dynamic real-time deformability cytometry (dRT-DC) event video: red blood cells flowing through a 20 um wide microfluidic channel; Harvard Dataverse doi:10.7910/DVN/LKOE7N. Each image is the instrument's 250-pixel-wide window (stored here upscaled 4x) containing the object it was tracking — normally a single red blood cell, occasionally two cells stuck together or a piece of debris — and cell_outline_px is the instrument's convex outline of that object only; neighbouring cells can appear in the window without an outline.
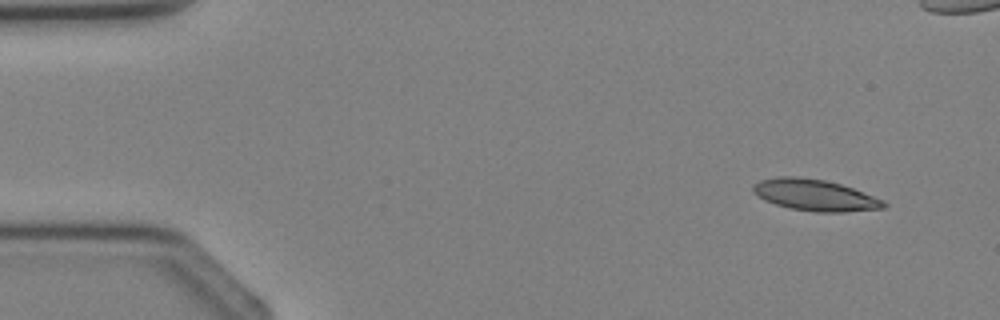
{"species": "Egyptian fruit bat (a non-hibernating species)", "species_latin": "Rousettus aegyptiacus", "temperature_condition": "cold", "stored_images_in_passage": 3, "camera_frame_rate_fps": 3000, "um_per_image_px": 0.085, "animal": {"sex": "female"}, "frame": {"image": 1, "passage_image": 1, "time_ms": 0.0, "image_size_px": [1000, 320], "cell_outline_px": [[888, 204], [884, 208], [844, 212], [816, 212], [792, 208], [776, 204], [764, 200], [752, 192], [752, 184], [760, 180], [776, 176], [796, 176], [824, 180], [840, 184], [852, 188], [884, 200]], "centroid_in_image_um": [69.24, 16.58], "position_along_channel_um": 15.8, "area_um2": 23.87}}